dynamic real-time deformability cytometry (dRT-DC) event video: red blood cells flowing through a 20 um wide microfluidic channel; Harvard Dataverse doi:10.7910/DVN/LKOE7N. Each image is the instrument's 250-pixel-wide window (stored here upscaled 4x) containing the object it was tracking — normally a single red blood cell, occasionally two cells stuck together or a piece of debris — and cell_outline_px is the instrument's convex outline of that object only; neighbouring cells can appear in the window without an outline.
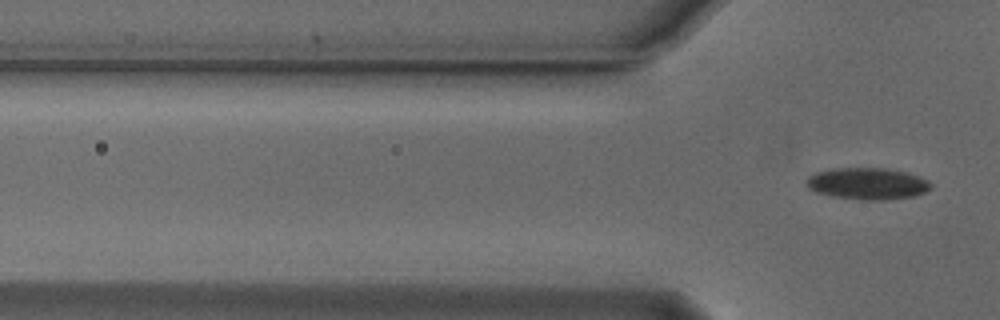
{"species": "Egyptian fruit bat (a non-hibernating species)", "species_latin": "Rousettus aegyptiacus", "temperature_condition": "cold", "stored_images_in_passage": 7, "camera_frame_rate_fps": 3000, "um_per_image_px": 0.085, "animal": {"sex": "male"}, "frame": {"image": 1, "passage_image": 7, "time_ms": 2.0, "image_size_px": [1000, 320], "cell_outline_px": [[932, 188], [916, 196], [884, 200], [860, 200], [832, 196], [816, 192], [808, 188], [808, 176], [816, 172], [836, 168], [884, 168], [904, 172], [928, 180], [932, 184]], "centroid_in_image_um": [73.75, 15.62], "position_along_channel_um": 52.1, "area_um2": 22.89}}